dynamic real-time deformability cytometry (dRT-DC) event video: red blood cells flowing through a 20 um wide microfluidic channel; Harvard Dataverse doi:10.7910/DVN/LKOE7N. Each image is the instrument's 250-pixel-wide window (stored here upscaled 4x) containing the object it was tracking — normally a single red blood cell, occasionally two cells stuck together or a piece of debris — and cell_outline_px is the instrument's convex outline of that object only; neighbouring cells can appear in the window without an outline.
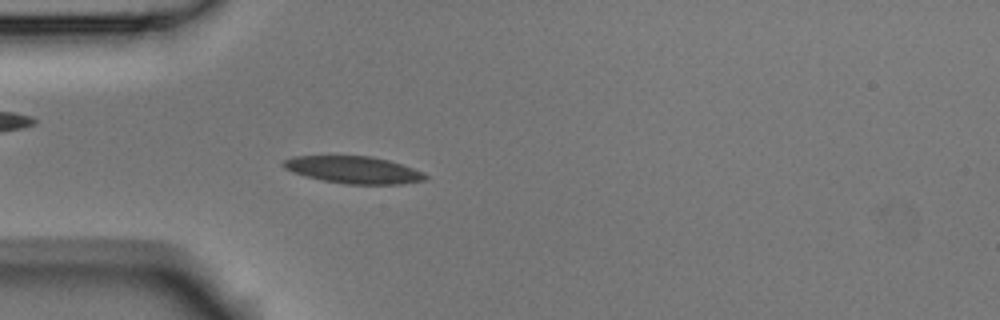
{"species": "Egyptian fruit bat (a non-hibernating species)", "species_latin": "Rousettus aegyptiacus", "temperature_condition": "room temperature", "stored_images_in_passage": 2, "camera_frame_rate_fps": 3000, "um_per_image_px": 0.085, "animal": {"sex": "male"}, "frame": {"image": 1, "passage_image": 2, "time_ms": 0.333, "image_size_px": [1000, 320], "cell_outline_px": [[428, 176], [424, 180], [400, 184], [344, 184], [304, 176], [292, 172], [284, 168], [280, 164], [284, 160], [292, 156], [372, 156], [388, 160], [424, 172]], "centroid_in_image_um": [30.01, 14.43], "position_along_channel_um": 55.0, "area_um2": 22.43}}